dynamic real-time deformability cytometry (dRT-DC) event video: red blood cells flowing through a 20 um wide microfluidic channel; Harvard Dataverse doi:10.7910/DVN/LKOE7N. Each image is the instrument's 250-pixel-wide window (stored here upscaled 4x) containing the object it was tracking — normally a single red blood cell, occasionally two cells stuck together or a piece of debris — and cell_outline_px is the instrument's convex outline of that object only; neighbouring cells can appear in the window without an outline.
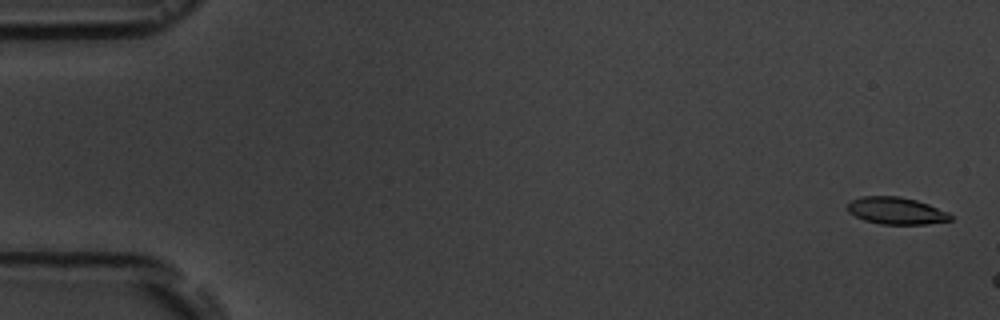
{"species": "common noctule bat (a hibernating species)", "species_latin": "Nyctalus noctula", "temperature_condition": "room temperature", "stored_images_in_passage": 3, "camera_frame_rate_fps": 3000, "um_per_image_px": 0.085, "animal": {"sex": "male", "body_mass_g": 19.5, "forearm_length_mm": 54.6}, "frame": {"image": 1, "passage_image": 1, "time_ms": 0.0, "image_size_px": [1000, 320], "cell_outline_px": [[952, 220], [928, 224], [880, 224], [864, 220], [848, 212], [848, 204], [852, 200], [860, 196], [900, 196], [916, 200], [928, 204], [948, 212], [952, 216]], "centroid_in_image_um": [76.18, 17.91], "position_along_channel_um": 8.8, "area_um2": 16.24}}